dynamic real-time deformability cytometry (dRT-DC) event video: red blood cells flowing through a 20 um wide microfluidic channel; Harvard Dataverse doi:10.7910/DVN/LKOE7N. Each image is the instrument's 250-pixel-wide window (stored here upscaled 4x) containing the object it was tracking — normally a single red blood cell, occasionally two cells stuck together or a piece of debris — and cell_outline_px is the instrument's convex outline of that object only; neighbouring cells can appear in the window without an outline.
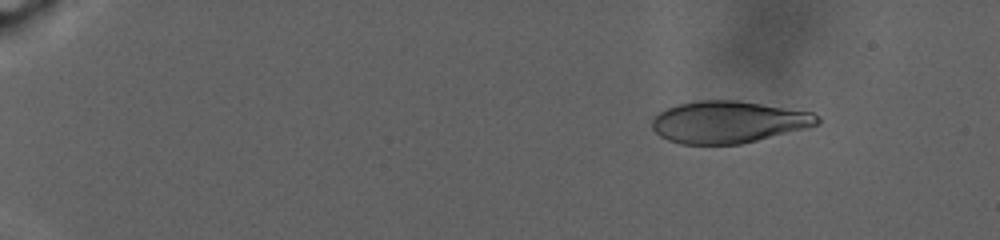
{"species": "human", "species_latin": "Homo sapiens", "temperature_condition": "warm", "stored_images_in_passage": 47, "camera_frame_rate_fps": 3000, "um_per_image_px": 0.085, "donor": {"sex": "male"}, "frame": {"image": 1, "passage_image": 8, "time_ms": 4.0, "image_size_px": [1000, 240], "cell_outline_px": [[820, 124], [740, 144], [680, 144], [668, 140], [660, 136], [652, 128], [652, 116], [676, 104], [696, 100], [736, 100], [812, 112], [820, 116]], "centroid_in_image_um": [61.87, 10.36], "position_along_channel_um": 23.1, "area_um2": 40.29}}
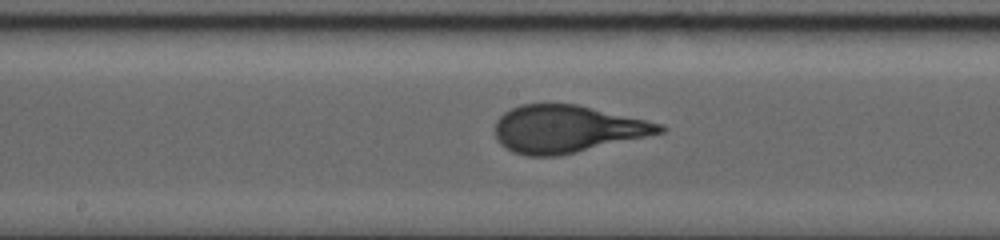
{"frame": {"image": 2, "passage_image": 31, "time_ms": 17.333, "image_size_px": [1000, 240], "cell_outline_px": [[668, 128], [664, 132], [560, 156], [528, 156], [512, 152], [504, 148], [496, 140], [496, 120], [504, 112], [520, 104], [576, 104], [664, 124]], "centroid_in_image_um": [48.18, 10.97], "position_along_channel_um": 200.0, "area_um2": 45.43}}
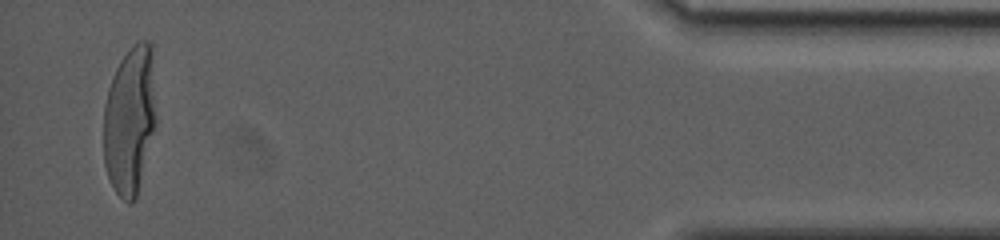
{"frame": {"image": 3, "passage_image": 47, "time_ms": 29.0, "image_size_px": [1000, 240], "cell_outline_px": [[156, 124], [136, 200], [128, 204], [116, 192], [108, 176], [104, 164], [104, 104], [108, 88], [112, 76], [120, 60], [132, 44], [140, 40], [148, 40], [152, 44], [156, 116]], "centroid_in_image_um": [11.04, 10.18], "position_along_channel_um": 424.2, "area_um2": 45.95}, "authors_computed_cell_mechanics": {"area_um2": 43.8702, "velocity_mm_per_s": 2.4401, "shape_relaxation_time_tau1_ms": 7.6848, "shape_relaxation_time_tau2_ms": null, "deformation_change_tau1": 0.2706, "deformation_change_tau2": null}}